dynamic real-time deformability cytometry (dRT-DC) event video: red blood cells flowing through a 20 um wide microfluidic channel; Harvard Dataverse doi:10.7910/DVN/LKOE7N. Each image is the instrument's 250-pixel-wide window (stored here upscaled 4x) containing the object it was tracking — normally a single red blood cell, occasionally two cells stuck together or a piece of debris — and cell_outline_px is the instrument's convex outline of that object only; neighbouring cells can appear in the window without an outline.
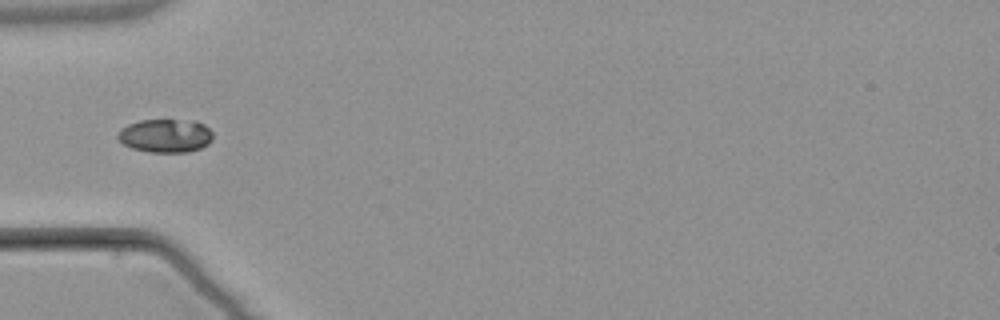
{"species": "common noctule bat (a hibernating species)", "species_latin": "Nyctalus noctula", "temperature_condition": "warm", "stored_images_in_passage": 5, "camera_frame_rate_fps": 3000, "um_per_image_px": 0.085, "animal": {"sex": "male", "body_mass_g": 21.5, "forearm_length_mm": 52.0}, "frame": {"image": 1, "passage_image": 5, "time_ms": 5.0, "image_size_px": [1000, 320], "cell_outline_px": [[212, 140], [208, 144], [200, 148], [188, 152], [148, 152], [132, 148], [124, 144], [116, 136], [120, 128], [128, 124], [140, 120], [196, 120], [204, 124], [212, 132]], "centroid_in_image_um": [14.06, 11.53], "position_along_channel_um": 70.9, "area_um2": 18.67}}